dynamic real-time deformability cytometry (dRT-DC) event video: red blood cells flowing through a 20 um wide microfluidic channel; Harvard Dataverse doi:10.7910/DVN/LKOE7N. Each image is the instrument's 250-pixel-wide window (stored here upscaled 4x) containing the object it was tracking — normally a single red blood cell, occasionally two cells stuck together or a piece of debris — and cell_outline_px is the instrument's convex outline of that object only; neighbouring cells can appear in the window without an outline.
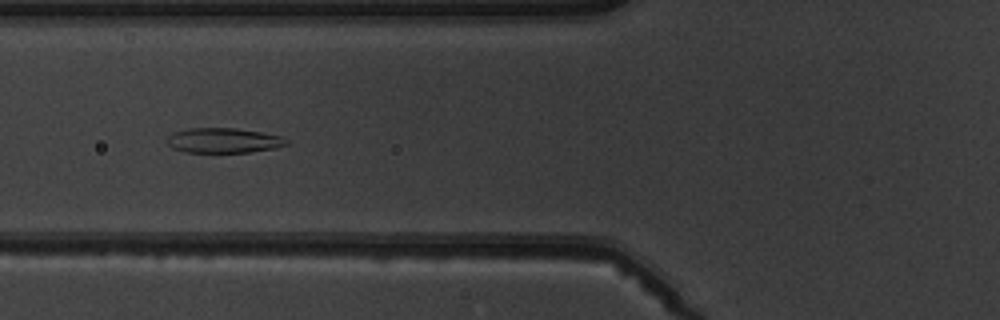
{"species": "common noctule bat (a hibernating species)", "species_latin": "Nyctalus noctula", "temperature_condition": "warm", "stored_images_in_passage": 5, "camera_frame_rate_fps": 3000, "um_per_image_px": 0.085, "animal": {"sex": "male", "body_mass_g": 19.5, "forearm_length_mm": 54.6}, "frame": {"image": 1, "passage_image": 3, "time_ms": 3.0, "image_size_px": [1000, 320], "cell_outline_px": [[288, 144], [272, 148], [248, 152], [184, 152], [172, 148], [164, 140], [172, 132], [188, 128], [236, 128], [260, 132], [280, 136], [288, 140]], "centroid_in_image_um": [18.92, 11.93], "position_along_channel_um": 106.9, "area_um2": 17.34}}
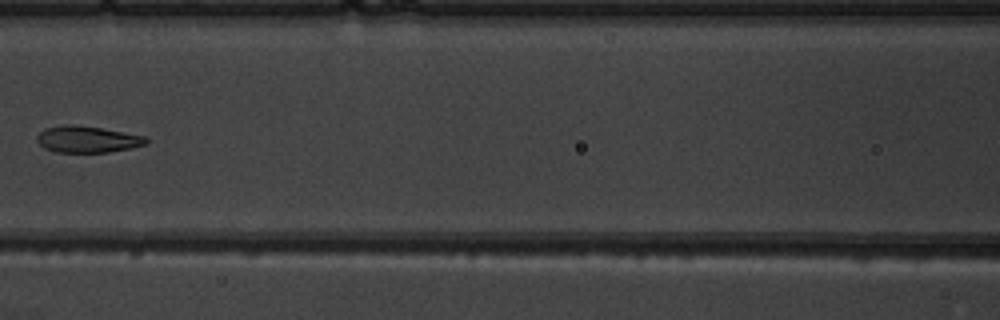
{"frame": {"image": 2, "passage_image": 4, "time_ms": 4.333, "image_size_px": [1000, 320], "cell_outline_px": [[148, 140], [144, 144], [128, 148], [108, 152], [56, 152], [44, 148], [36, 140], [36, 136], [44, 128], [64, 124], [72, 124], [100, 128], [144, 136]], "centroid_in_image_um": [7.34, 11.83], "position_along_channel_um": 159.3, "area_um2": 16.65}}
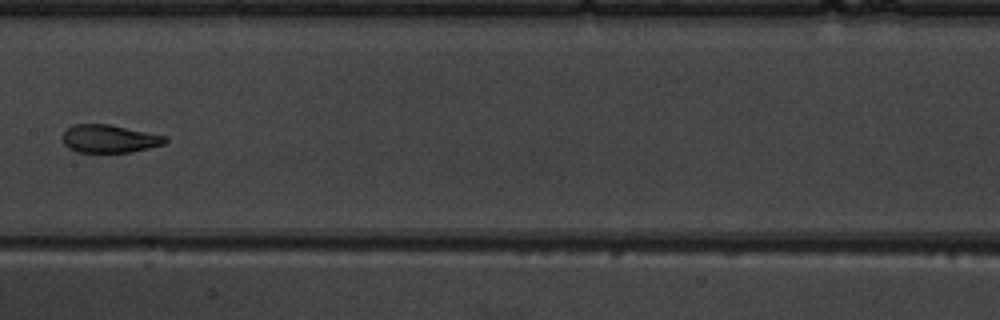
{"frame": {"image": 3, "passage_image": 5, "time_ms": 5.333, "image_size_px": [1000, 320], "cell_outline_px": [[168, 140], [164, 144], [148, 148], [128, 152], [76, 152], [68, 148], [64, 144], [60, 136], [72, 124], [108, 124], [168, 136]], "centroid_in_image_um": [9.27, 11.79], "position_along_channel_um": 198.1, "area_um2": 16.82}}